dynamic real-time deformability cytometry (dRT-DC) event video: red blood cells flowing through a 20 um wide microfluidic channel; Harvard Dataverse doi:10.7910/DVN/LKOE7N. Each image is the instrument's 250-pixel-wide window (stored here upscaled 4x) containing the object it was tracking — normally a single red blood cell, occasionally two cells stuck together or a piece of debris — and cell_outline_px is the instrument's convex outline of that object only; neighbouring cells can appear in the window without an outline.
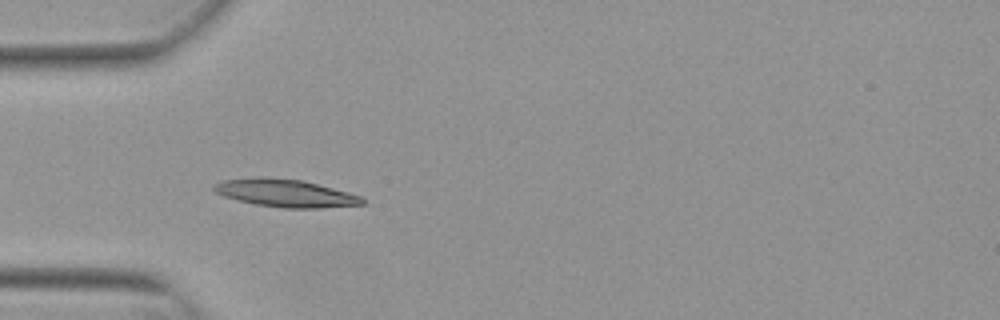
{"species": "Egyptian fruit bat (a non-hibernating species)", "species_latin": "Rousettus aegyptiacus", "temperature_condition": "warm", "stored_images_in_passage": 6, "camera_frame_rate_fps": 3000, "um_per_image_px": 0.085, "animal": {"sex": "female"}, "frame": {"image": 1, "passage_image": 3, "time_ms": 0.667, "image_size_px": [1000, 320], "cell_outline_px": [[364, 204], [320, 208], [284, 208], [256, 204], [236, 200], [224, 196], [216, 192], [212, 188], [216, 184], [224, 180], [260, 176], [300, 180], [348, 192], [360, 196], [364, 200]], "centroid_in_image_um": [24.24, 16.42], "position_along_channel_um": 60.8, "area_um2": 23.64}}